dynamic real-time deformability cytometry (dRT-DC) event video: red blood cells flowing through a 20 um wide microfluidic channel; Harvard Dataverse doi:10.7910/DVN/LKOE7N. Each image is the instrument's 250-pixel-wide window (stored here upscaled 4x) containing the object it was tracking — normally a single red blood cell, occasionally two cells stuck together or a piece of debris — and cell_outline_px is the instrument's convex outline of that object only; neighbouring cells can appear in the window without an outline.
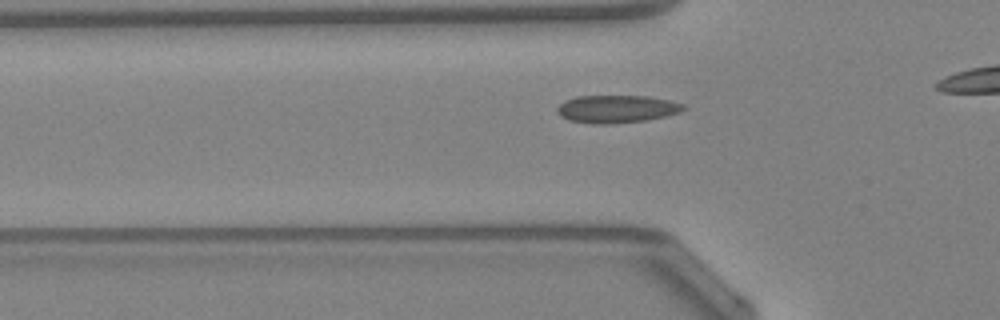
{"species": "Egyptian fruit bat (a non-hibernating species)", "species_latin": "Rousettus aegyptiacus", "temperature_condition": "warm", "stored_images_in_passage": 26, "camera_frame_rate_fps": 3000, "um_per_image_px": 0.085, "animal": {"sex": "female"}, "frame": {"image": 1, "passage_image": 12, "time_ms": 3.667, "image_size_px": [1000, 320], "cell_outline_px": [[688, 108], [680, 112], [648, 120], [608, 124], [592, 124], [568, 120], [560, 116], [556, 112], [556, 108], [564, 100], [576, 96], [648, 96], [668, 100], [684, 104]], "centroid_in_image_um": [52.39, 9.26], "position_along_channel_um": 73.4, "area_um2": 20.58}}